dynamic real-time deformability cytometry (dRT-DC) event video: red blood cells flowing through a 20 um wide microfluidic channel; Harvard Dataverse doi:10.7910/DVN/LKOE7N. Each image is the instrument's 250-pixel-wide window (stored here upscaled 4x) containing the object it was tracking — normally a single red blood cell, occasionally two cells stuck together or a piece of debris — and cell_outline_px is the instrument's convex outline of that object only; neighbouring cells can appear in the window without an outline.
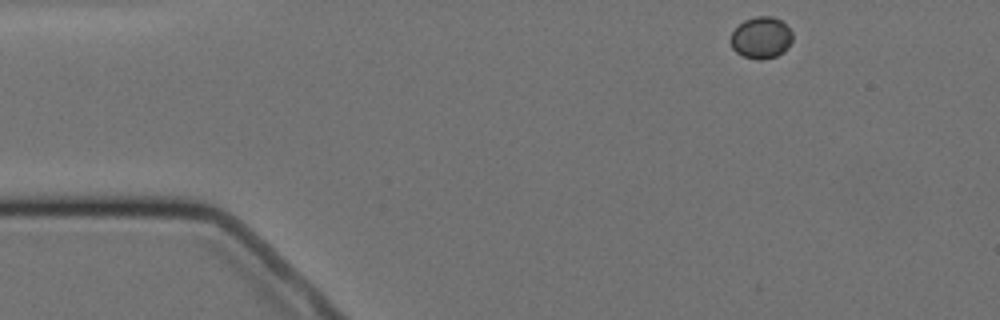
{"species": "Egyptian fruit bat (a non-hibernating species)", "species_latin": "Rousettus aegyptiacus", "temperature_condition": "cold", "stored_images_in_passage": 10, "camera_frame_rate_fps": 3000, "um_per_image_px": 0.085, "animal": {"sex": "female"}, "frame": {"image": 1, "passage_image": 1, "time_ms": 0.0, "image_size_px": [1000, 320], "cell_outline_px": [[792, 40], [788, 48], [784, 52], [776, 56], [760, 60], [744, 56], [736, 52], [732, 48], [728, 40], [732, 32], [744, 20], [756, 16], [772, 16], [780, 20], [792, 32]], "centroid_in_image_um": [64.68, 3.21], "position_along_channel_um": 20.3, "area_um2": 15.09}}
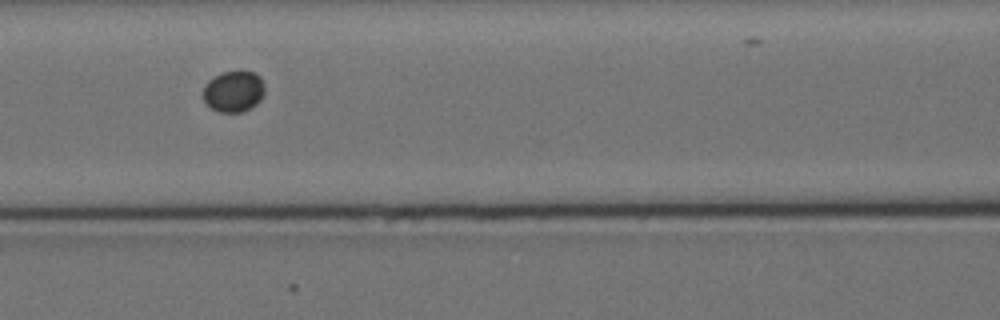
{"frame": {"image": 2, "passage_image": 6, "time_ms": 5.667, "image_size_px": [1000, 320], "cell_outline_px": [[264, 92], [260, 100], [256, 104], [244, 112], [220, 112], [212, 108], [204, 100], [204, 84], [208, 80], [220, 72], [252, 72], [260, 76], [264, 84]], "centroid_in_image_um": [19.86, 7.77], "position_along_channel_um": 146.7, "area_um2": 14.68}}
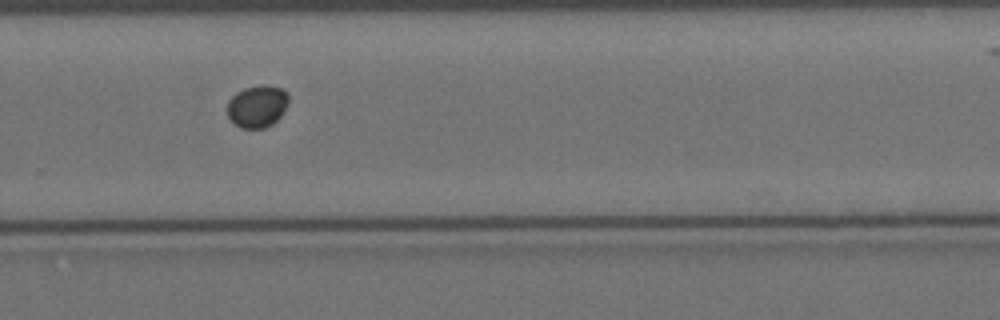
{"frame": {"image": 3, "passage_image": 10, "time_ms": 10.333, "image_size_px": [1000, 320], "cell_outline_px": [[288, 104], [284, 112], [272, 124], [264, 128], [240, 128], [228, 116], [228, 100], [236, 92], [244, 88], [260, 84], [268, 84], [280, 88], [288, 96]], "centroid_in_image_um": [21.87, 9.02], "position_along_channel_um": 307.9, "area_um2": 15.09}}